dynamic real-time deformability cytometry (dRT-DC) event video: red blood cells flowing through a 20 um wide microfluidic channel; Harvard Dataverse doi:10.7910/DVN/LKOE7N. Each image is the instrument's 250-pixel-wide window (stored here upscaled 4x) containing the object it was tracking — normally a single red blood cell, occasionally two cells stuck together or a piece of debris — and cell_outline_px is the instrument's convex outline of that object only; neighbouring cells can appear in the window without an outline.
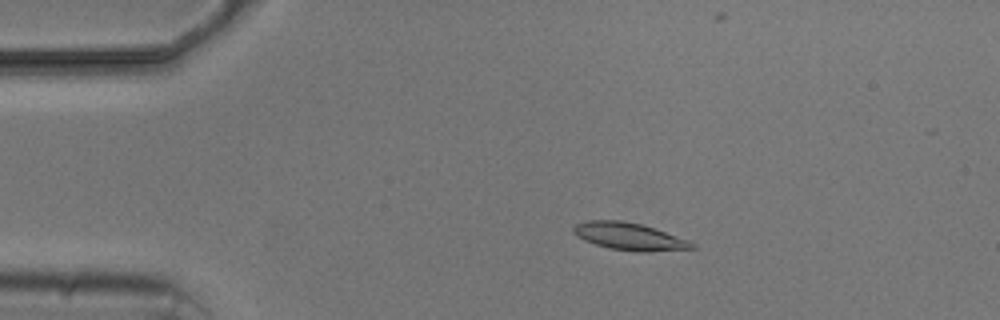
{"species": "common noctule bat (a hibernating species)", "species_latin": "Nyctalus noctula", "temperature_condition": "cold", "stored_images_in_passage": 8, "camera_frame_rate_fps": 3000, "um_per_image_px": 0.085, "animal": {"sex": "male", "body_mass_g": 20.5, "forearm_length_mm": 52.5}, "frame": {"image": 1, "passage_image": 3, "time_ms": 2.333, "image_size_px": [1000, 320], "cell_outline_px": [[696, 248], [648, 252], [640, 252], [608, 248], [584, 240], [576, 236], [572, 232], [572, 228], [576, 224], [588, 220], [620, 220], [640, 224], [656, 228], [688, 240], [696, 244]], "centroid_in_image_um": [53.49, 20.1], "position_along_channel_um": 31.5, "area_um2": 18.96}}
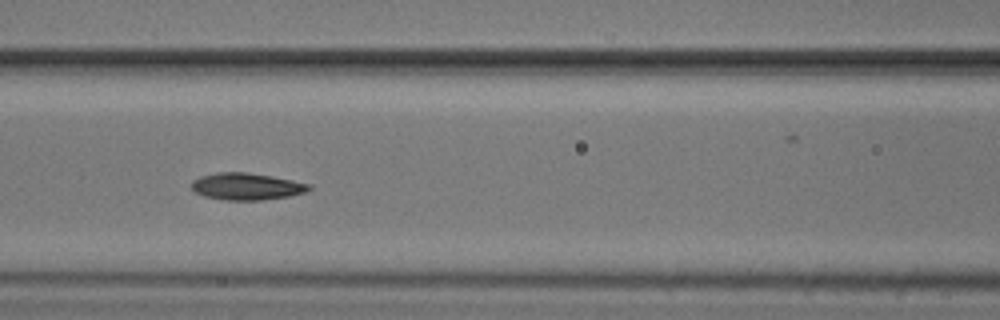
{"frame": {"image": 2, "passage_image": 7, "time_ms": 6.667, "image_size_px": [1000, 320], "cell_outline_px": [[312, 188], [304, 192], [288, 196], [264, 200], [224, 200], [204, 196], [196, 192], [192, 188], [192, 180], [200, 176], [216, 172], [248, 172], [272, 176], [312, 184]], "centroid_in_image_um": [20.96, 15.84], "position_along_channel_um": 145.6, "area_um2": 18.5}}
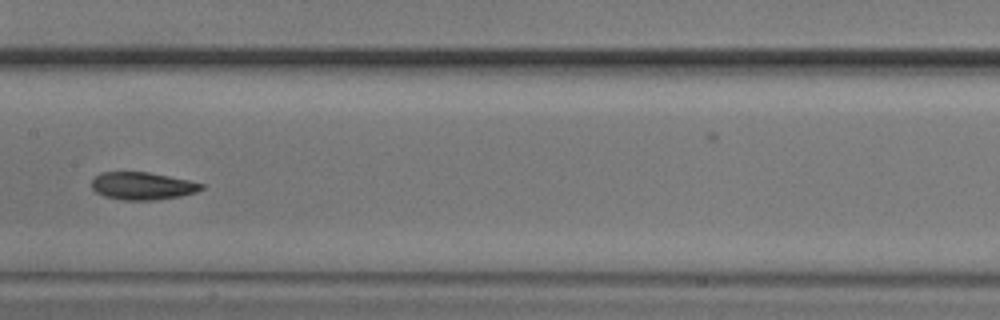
{"frame": {"image": 3, "passage_image": 8, "time_ms": 8.0, "image_size_px": [1000, 320], "cell_outline_px": [[204, 188], [196, 192], [180, 196], [152, 200], [120, 200], [104, 196], [96, 192], [92, 188], [92, 180], [100, 172], [148, 172], [188, 180], [204, 184]], "centroid_in_image_um": [12.09, 15.8], "position_along_channel_um": 195.3, "area_um2": 17.57}}